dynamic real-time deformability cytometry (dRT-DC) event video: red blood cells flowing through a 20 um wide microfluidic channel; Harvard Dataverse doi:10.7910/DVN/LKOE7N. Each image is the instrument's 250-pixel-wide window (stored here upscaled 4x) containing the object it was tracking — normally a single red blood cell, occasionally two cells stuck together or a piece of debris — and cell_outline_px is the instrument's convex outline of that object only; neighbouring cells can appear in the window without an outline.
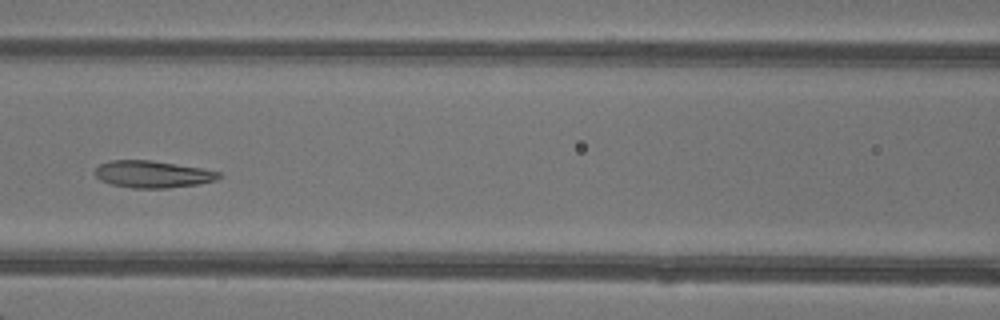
{"species": "common noctule bat (a hibernating species)", "species_latin": "Nyctalus noctula", "temperature_condition": "warm", "stored_images_in_passage": 37, "camera_frame_rate_fps": 3000, "um_per_image_px": 0.085, "animal": {"sex": "female"}, "frame": {"image": 1, "passage_image": 11, "time_ms": 3.333, "image_size_px": [1000, 320], "cell_outline_px": [[224, 176], [216, 180], [200, 184], [168, 188], [132, 188], [112, 184], [100, 180], [92, 172], [100, 164], [112, 160], [148, 160], [200, 168], [220, 172]], "centroid_in_image_um": [12.97, 14.82], "position_along_channel_um": 153.6, "area_um2": 19.48}}
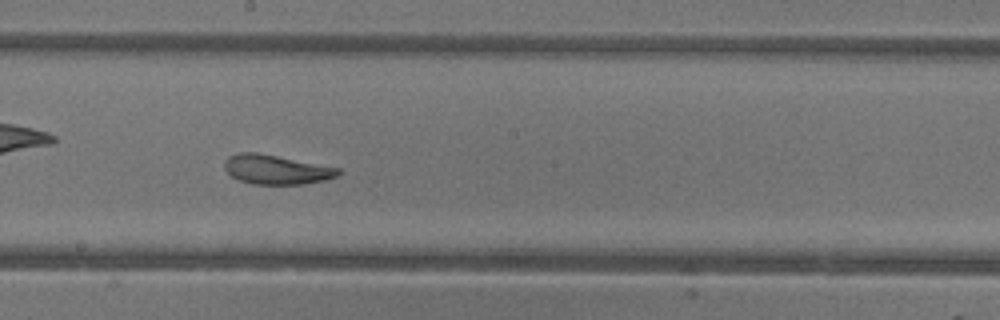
{"frame": {"image": 2, "passage_image": 16, "time_ms": 5.0, "image_size_px": [1000, 320], "cell_outline_px": [[340, 172], [336, 176], [324, 180], [304, 184], [252, 184], [240, 180], [232, 176], [224, 168], [224, 160], [228, 156], [240, 152], [256, 152], [340, 168]], "centroid_in_image_um": [23.45, 14.41], "position_along_channel_um": 224.8, "area_um2": 19.31}}
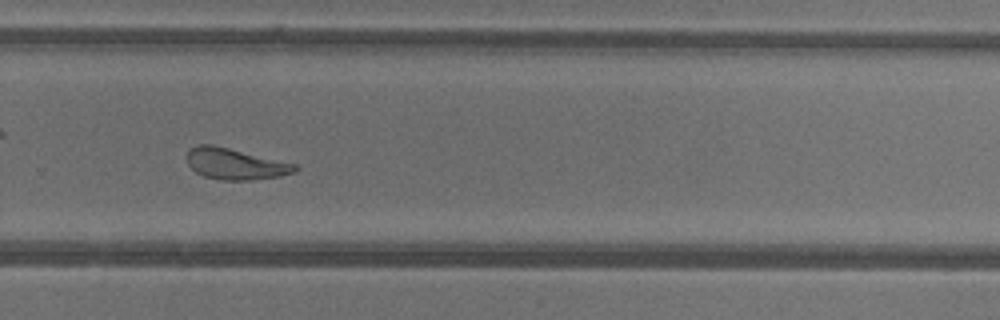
{"frame": {"image": 3, "passage_image": 22, "time_ms": 7.0, "image_size_px": [1000, 320], "cell_outline_px": [[300, 168], [296, 172], [280, 176], [248, 180], [220, 180], [204, 176], [196, 172], [188, 164], [184, 156], [188, 148], [200, 144], [212, 144], [296, 164]], "centroid_in_image_um": [19.95, 13.92], "position_along_channel_um": 309.8, "area_um2": 19.77}, "authors_computed_cell_mechanics": {"area_um2": 20.808, "velocity_mm_per_s": 4.2776, "shape_relaxation_time_tau1_ms": 6.7021, "shape_relaxation_time_tau2_ms": 2.5773, "deformation_change_tau1": 0.208, "deformation_change_tau2": 0.1113}}